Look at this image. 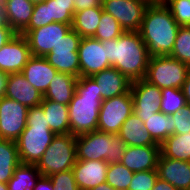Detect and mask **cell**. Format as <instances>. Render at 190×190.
I'll return each instance as SVG.
<instances>
[{"label":"cell","instance_id":"7c38bea8","mask_svg":"<svg viewBox=\"0 0 190 190\" xmlns=\"http://www.w3.org/2000/svg\"><path fill=\"white\" fill-rule=\"evenodd\" d=\"M148 6L138 0H103V11L111 14L124 31H139Z\"/></svg>","mask_w":190,"mask_h":190},{"label":"cell","instance_id":"d6a6232c","mask_svg":"<svg viewBox=\"0 0 190 190\" xmlns=\"http://www.w3.org/2000/svg\"><path fill=\"white\" fill-rule=\"evenodd\" d=\"M160 111L166 115L179 112L186 104L184 94L179 88L161 89Z\"/></svg>","mask_w":190,"mask_h":190},{"label":"cell","instance_id":"9c48e42d","mask_svg":"<svg viewBox=\"0 0 190 190\" xmlns=\"http://www.w3.org/2000/svg\"><path fill=\"white\" fill-rule=\"evenodd\" d=\"M132 113L131 91L103 100L99 111L98 131L118 134L122 124Z\"/></svg>","mask_w":190,"mask_h":190},{"label":"cell","instance_id":"f5cc1de1","mask_svg":"<svg viewBox=\"0 0 190 190\" xmlns=\"http://www.w3.org/2000/svg\"><path fill=\"white\" fill-rule=\"evenodd\" d=\"M7 0H0V6H4Z\"/></svg>","mask_w":190,"mask_h":190},{"label":"cell","instance_id":"816d5d0a","mask_svg":"<svg viewBox=\"0 0 190 190\" xmlns=\"http://www.w3.org/2000/svg\"><path fill=\"white\" fill-rule=\"evenodd\" d=\"M34 5L45 2L46 0H30Z\"/></svg>","mask_w":190,"mask_h":190},{"label":"cell","instance_id":"4fadbf2b","mask_svg":"<svg viewBox=\"0 0 190 190\" xmlns=\"http://www.w3.org/2000/svg\"><path fill=\"white\" fill-rule=\"evenodd\" d=\"M80 76L91 77L100 71L112 67L107 60L103 42L93 37H83L78 48Z\"/></svg>","mask_w":190,"mask_h":190},{"label":"cell","instance_id":"cb8c5ba5","mask_svg":"<svg viewBox=\"0 0 190 190\" xmlns=\"http://www.w3.org/2000/svg\"><path fill=\"white\" fill-rule=\"evenodd\" d=\"M3 7L8 25L19 34L29 24L34 4L30 0H7Z\"/></svg>","mask_w":190,"mask_h":190},{"label":"cell","instance_id":"836d02e7","mask_svg":"<svg viewBox=\"0 0 190 190\" xmlns=\"http://www.w3.org/2000/svg\"><path fill=\"white\" fill-rule=\"evenodd\" d=\"M124 32V29L111 14L102 11L100 23L93 38L103 42L116 39Z\"/></svg>","mask_w":190,"mask_h":190},{"label":"cell","instance_id":"ee69618b","mask_svg":"<svg viewBox=\"0 0 190 190\" xmlns=\"http://www.w3.org/2000/svg\"><path fill=\"white\" fill-rule=\"evenodd\" d=\"M181 90L184 94L186 104L190 105V71L188 72L185 82L181 87Z\"/></svg>","mask_w":190,"mask_h":190},{"label":"cell","instance_id":"277c9868","mask_svg":"<svg viewBox=\"0 0 190 190\" xmlns=\"http://www.w3.org/2000/svg\"><path fill=\"white\" fill-rule=\"evenodd\" d=\"M55 136L47 124L42 106L29 108L27 126L16 140L20 162L37 164Z\"/></svg>","mask_w":190,"mask_h":190},{"label":"cell","instance_id":"4dcf8cb0","mask_svg":"<svg viewBox=\"0 0 190 190\" xmlns=\"http://www.w3.org/2000/svg\"><path fill=\"white\" fill-rule=\"evenodd\" d=\"M44 3L48 7L49 24L55 22L72 25L74 0H46Z\"/></svg>","mask_w":190,"mask_h":190},{"label":"cell","instance_id":"52a82bcc","mask_svg":"<svg viewBox=\"0 0 190 190\" xmlns=\"http://www.w3.org/2000/svg\"><path fill=\"white\" fill-rule=\"evenodd\" d=\"M189 71L188 65L169 55L151 57L144 79L160 89H181Z\"/></svg>","mask_w":190,"mask_h":190},{"label":"cell","instance_id":"f907efd6","mask_svg":"<svg viewBox=\"0 0 190 190\" xmlns=\"http://www.w3.org/2000/svg\"><path fill=\"white\" fill-rule=\"evenodd\" d=\"M8 184L7 183H0V190H7Z\"/></svg>","mask_w":190,"mask_h":190},{"label":"cell","instance_id":"7a4b0ae2","mask_svg":"<svg viewBox=\"0 0 190 190\" xmlns=\"http://www.w3.org/2000/svg\"><path fill=\"white\" fill-rule=\"evenodd\" d=\"M179 27L164 3L148 6L138 31L147 46L148 56L170 55Z\"/></svg>","mask_w":190,"mask_h":190},{"label":"cell","instance_id":"b9f144b4","mask_svg":"<svg viewBox=\"0 0 190 190\" xmlns=\"http://www.w3.org/2000/svg\"><path fill=\"white\" fill-rule=\"evenodd\" d=\"M33 190H54V187L52 185V181L49 178V176H43L41 175Z\"/></svg>","mask_w":190,"mask_h":190},{"label":"cell","instance_id":"603a6c76","mask_svg":"<svg viewBox=\"0 0 190 190\" xmlns=\"http://www.w3.org/2000/svg\"><path fill=\"white\" fill-rule=\"evenodd\" d=\"M76 83L77 77L71 74L57 72L43 95V99L69 105L76 92Z\"/></svg>","mask_w":190,"mask_h":190},{"label":"cell","instance_id":"ab89813d","mask_svg":"<svg viewBox=\"0 0 190 190\" xmlns=\"http://www.w3.org/2000/svg\"><path fill=\"white\" fill-rule=\"evenodd\" d=\"M49 24L48 7L44 2L35 4L29 24L24 29H36Z\"/></svg>","mask_w":190,"mask_h":190},{"label":"cell","instance_id":"ac0fdd59","mask_svg":"<svg viewBox=\"0 0 190 190\" xmlns=\"http://www.w3.org/2000/svg\"><path fill=\"white\" fill-rule=\"evenodd\" d=\"M158 177L167 181L178 190L190 186V162L166 158L160 154L157 165Z\"/></svg>","mask_w":190,"mask_h":190},{"label":"cell","instance_id":"c3c4849f","mask_svg":"<svg viewBox=\"0 0 190 190\" xmlns=\"http://www.w3.org/2000/svg\"><path fill=\"white\" fill-rule=\"evenodd\" d=\"M89 190H116V189L105 182Z\"/></svg>","mask_w":190,"mask_h":190},{"label":"cell","instance_id":"484cf974","mask_svg":"<svg viewBox=\"0 0 190 190\" xmlns=\"http://www.w3.org/2000/svg\"><path fill=\"white\" fill-rule=\"evenodd\" d=\"M20 163L16 141L0 139V183H8Z\"/></svg>","mask_w":190,"mask_h":190},{"label":"cell","instance_id":"3957f363","mask_svg":"<svg viewBox=\"0 0 190 190\" xmlns=\"http://www.w3.org/2000/svg\"><path fill=\"white\" fill-rule=\"evenodd\" d=\"M103 98L91 77L77 78L76 92L68 105L70 134L79 136L98 130Z\"/></svg>","mask_w":190,"mask_h":190},{"label":"cell","instance_id":"bcb514c9","mask_svg":"<svg viewBox=\"0 0 190 190\" xmlns=\"http://www.w3.org/2000/svg\"><path fill=\"white\" fill-rule=\"evenodd\" d=\"M8 74L0 70V99L5 97Z\"/></svg>","mask_w":190,"mask_h":190},{"label":"cell","instance_id":"5b68a950","mask_svg":"<svg viewBox=\"0 0 190 190\" xmlns=\"http://www.w3.org/2000/svg\"><path fill=\"white\" fill-rule=\"evenodd\" d=\"M127 145L118 134L101 131L76 136L77 160H102L110 163L120 162Z\"/></svg>","mask_w":190,"mask_h":190},{"label":"cell","instance_id":"f6af8a7d","mask_svg":"<svg viewBox=\"0 0 190 190\" xmlns=\"http://www.w3.org/2000/svg\"><path fill=\"white\" fill-rule=\"evenodd\" d=\"M152 190H178L173 185L167 181L161 180L159 177L155 182L154 188Z\"/></svg>","mask_w":190,"mask_h":190},{"label":"cell","instance_id":"d6986e66","mask_svg":"<svg viewBox=\"0 0 190 190\" xmlns=\"http://www.w3.org/2000/svg\"><path fill=\"white\" fill-rule=\"evenodd\" d=\"M5 97L28 108L40 105L43 100V95L28 83L21 72L8 74Z\"/></svg>","mask_w":190,"mask_h":190},{"label":"cell","instance_id":"f35d334b","mask_svg":"<svg viewBox=\"0 0 190 190\" xmlns=\"http://www.w3.org/2000/svg\"><path fill=\"white\" fill-rule=\"evenodd\" d=\"M173 135L190 132V105H185L179 112L171 114Z\"/></svg>","mask_w":190,"mask_h":190},{"label":"cell","instance_id":"30bf717a","mask_svg":"<svg viewBox=\"0 0 190 190\" xmlns=\"http://www.w3.org/2000/svg\"><path fill=\"white\" fill-rule=\"evenodd\" d=\"M70 29L69 24L54 22L36 29H23L19 34L28 40L32 56L45 57Z\"/></svg>","mask_w":190,"mask_h":190},{"label":"cell","instance_id":"44dd1931","mask_svg":"<svg viewBox=\"0 0 190 190\" xmlns=\"http://www.w3.org/2000/svg\"><path fill=\"white\" fill-rule=\"evenodd\" d=\"M57 72L44 57L32 56L21 73L30 85L44 95Z\"/></svg>","mask_w":190,"mask_h":190},{"label":"cell","instance_id":"ba28073f","mask_svg":"<svg viewBox=\"0 0 190 190\" xmlns=\"http://www.w3.org/2000/svg\"><path fill=\"white\" fill-rule=\"evenodd\" d=\"M81 38L82 37L71 28L55 48L44 58L58 72L71 74L77 78L80 77L78 48Z\"/></svg>","mask_w":190,"mask_h":190},{"label":"cell","instance_id":"5bb4252c","mask_svg":"<svg viewBox=\"0 0 190 190\" xmlns=\"http://www.w3.org/2000/svg\"><path fill=\"white\" fill-rule=\"evenodd\" d=\"M133 113L144 122V118L160 111L161 89L144 78L131 83Z\"/></svg>","mask_w":190,"mask_h":190},{"label":"cell","instance_id":"681fc988","mask_svg":"<svg viewBox=\"0 0 190 190\" xmlns=\"http://www.w3.org/2000/svg\"><path fill=\"white\" fill-rule=\"evenodd\" d=\"M138 1L146 4L147 6H153L163 3V0H138Z\"/></svg>","mask_w":190,"mask_h":190},{"label":"cell","instance_id":"1f68e13d","mask_svg":"<svg viewBox=\"0 0 190 190\" xmlns=\"http://www.w3.org/2000/svg\"><path fill=\"white\" fill-rule=\"evenodd\" d=\"M134 172L129 170L122 163H110L108 165L106 183L116 190H128Z\"/></svg>","mask_w":190,"mask_h":190},{"label":"cell","instance_id":"e575fe53","mask_svg":"<svg viewBox=\"0 0 190 190\" xmlns=\"http://www.w3.org/2000/svg\"><path fill=\"white\" fill-rule=\"evenodd\" d=\"M190 67V26H180L169 55Z\"/></svg>","mask_w":190,"mask_h":190},{"label":"cell","instance_id":"4316f807","mask_svg":"<svg viewBox=\"0 0 190 190\" xmlns=\"http://www.w3.org/2000/svg\"><path fill=\"white\" fill-rule=\"evenodd\" d=\"M103 8H89L75 12L71 28L82 38L93 37L100 23Z\"/></svg>","mask_w":190,"mask_h":190},{"label":"cell","instance_id":"8992f818","mask_svg":"<svg viewBox=\"0 0 190 190\" xmlns=\"http://www.w3.org/2000/svg\"><path fill=\"white\" fill-rule=\"evenodd\" d=\"M77 160L76 136L58 134L36 164L43 176L72 169Z\"/></svg>","mask_w":190,"mask_h":190},{"label":"cell","instance_id":"8d00e7d4","mask_svg":"<svg viewBox=\"0 0 190 190\" xmlns=\"http://www.w3.org/2000/svg\"><path fill=\"white\" fill-rule=\"evenodd\" d=\"M157 179V170L135 172L128 190H152Z\"/></svg>","mask_w":190,"mask_h":190},{"label":"cell","instance_id":"2e32d148","mask_svg":"<svg viewBox=\"0 0 190 190\" xmlns=\"http://www.w3.org/2000/svg\"><path fill=\"white\" fill-rule=\"evenodd\" d=\"M160 145L127 146L120 163L135 172L157 170Z\"/></svg>","mask_w":190,"mask_h":190},{"label":"cell","instance_id":"9a60e30c","mask_svg":"<svg viewBox=\"0 0 190 190\" xmlns=\"http://www.w3.org/2000/svg\"><path fill=\"white\" fill-rule=\"evenodd\" d=\"M31 57L28 40L16 34L0 48V70L7 74L20 73Z\"/></svg>","mask_w":190,"mask_h":190},{"label":"cell","instance_id":"7bdbcfd3","mask_svg":"<svg viewBox=\"0 0 190 190\" xmlns=\"http://www.w3.org/2000/svg\"><path fill=\"white\" fill-rule=\"evenodd\" d=\"M16 34L12 28H0V48L8 43Z\"/></svg>","mask_w":190,"mask_h":190},{"label":"cell","instance_id":"7dc6e473","mask_svg":"<svg viewBox=\"0 0 190 190\" xmlns=\"http://www.w3.org/2000/svg\"><path fill=\"white\" fill-rule=\"evenodd\" d=\"M0 28H11L8 25V22L6 19V14H5L3 6H0Z\"/></svg>","mask_w":190,"mask_h":190},{"label":"cell","instance_id":"74e56055","mask_svg":"<svg viewBox=\"0 0 190 190\" xmlns=\"http://www.w3.org/2000/svg\"><path fill=\"white\" fill-rule=\"evenodd\" d=\"M54 190H79L72 169L49 176Z\"/></svg>","mask_w":190,"mask_h":190},{"label":"cell","instance_id":"7402d4cb","mask_svg":"<svg viewBox=\"0 0 190 190\" xmlns=\"http://www.w3.org/2000/svg\"><path fill=\"white\" fill-rule=\"evenodd\" d=\"M118 135L127 146L160 145L145 130L144 122L134 113L124 121Z\"/></svg>","mask_w":190,"mask_h":190},{"label":"cell","instance_id":"8fae6325","mask_svg":"<svg viewBox=\"0 0 190 190\" xmlns=\"http://www.w3.org/2000/svg\"><path fill=\"white\" fill-rule=\"evenodd\" d=\"M29 108L20 102L0 99V139L16 141L27 126Z\"/></svg>","mask_w":190,"mask_h":190},{"label":"cell","instance_id":"f1b7e54d","mask_svg":"<svg viewBox=\"0 0 190 190\" xmlns=\"http://www.w3.org/2000/svg\"><path fill=\"white\" fill-rule=\"evenodd\" d=\"M40 176L36 164L20 163L7 183V190H33Z\"/></svg>","mask_w":190,"mask_h":190},{"label":"cell","instance_id":"e0dca14e","mask_svg":"<svg viewBox=\"0 0 190 190\" xmlns=\"http://www.w3.org/2000/svg\"><path fill=\"white\" fill-rule=\"evenodd\" d=\"M108 165L102 160H76L72 171L79 190H89L105 183Z\"/></svg>","mask_w":190,"mask_h":190},{"label":"cell","instance_id":"d590c367","mask_svg":"<svg viewBox=\"0 0 190 190\" xmlns=\"http://www.w3.org/2000/svg\"><path fill=\"white\" fill-rule=\"evenodd\" d=\"M180 26H190V0H163Z\"/></svg>","mask_w":190,"mask_h":190},{"label":"cell","instance_id":"f546056e","mask_svg":"<svg viewBox=\"0 0 190 190\" xmlns=\"http://www.w3.org/2000/svg\"><path fill=\"white\" fill-rule=\"evenodd\" d=\"M144 128L161 145L170 135H173L172 117L159 111L153 116L144 118Z\"/></svg>","mask_w":190,"mask_h":190},{"label":"cell","instance_id":"6da1fadb","mask_svg":"<svg viewBox=\"0 0 190 190\" xmlns=\"http://www.w3.org/2000/svg\"><path fill=\"white\" fill-rule=\"evenodd\" d=\"M103 45L110 65L131 82L145 78L150 57L138 31H125Z\"/></svg>","mask_w":190,"mask_h":190},{"label":"cell","instance_id":"83f0119b","mask_svg":"<svg viewBox=\"0 0 190 190\" xmlns=\"http://www.w3.org/2000/svg\"><path fill=\"white\" fill-rule=\"evenodd\" d=\"M160 148L166 158L190 162V132L170 135Z\"/></svg>","mask_w":190,"mask_h":190},{"label":"cell","instance_id":"d4e9b609","mask_svg":"<svg viewBox=\"0 0 190 190\" xmlns=\"http://www.w3.org/2000/svg\"><path fill=\"white\" fill-rule=\"evenodd\" d=\"M50 130L58 134H70L68 105L43 99L41 104Z\"/></svg>","mask_w":190,"mask_h":190},{"label":"cell","instance_id":"ffe728a7","mask_svg":"<svg viewBox=\"0 0 190 190\" xmlns=\"http://www.w3.org/2000/svg\"><path fill=\"white\" fill-rule=\"evenodd\" d=\"M97 83L103 100L128 93L131 81L114 67H109L91 76Z\"/></svg>","mask_w":190,"mask_h":190},{"label":"cell","instance_id":"60d3db41","mask_svg":"<svg viewBox=\"0 0 190 190\" xmlns=\"http://www.w3.org/2000/svg\"><path fill=\"white\" fill-rule=\"evenodd\" d=\"M103 0H74L75 12L89 8H102Z\"/></svg>","mask_w":190,"mask_h":190}]
</instances>
